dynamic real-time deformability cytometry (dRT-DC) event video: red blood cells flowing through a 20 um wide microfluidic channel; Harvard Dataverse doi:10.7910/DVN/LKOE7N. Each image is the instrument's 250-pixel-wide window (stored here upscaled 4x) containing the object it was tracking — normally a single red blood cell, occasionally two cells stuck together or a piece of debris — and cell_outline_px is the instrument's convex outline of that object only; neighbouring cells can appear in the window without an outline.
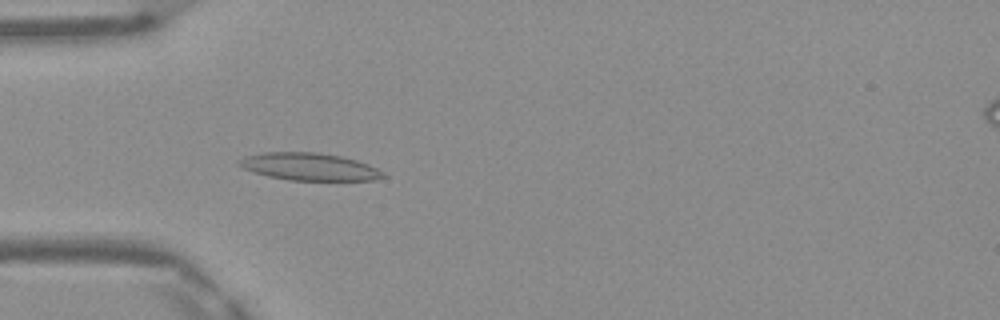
{"species": "Egyptian fruit bat (a non-hibernating species)", "species_latin": "Rousettus aegyptiacus", "temperature_condition": "warm", "stored_images_in_passage": 39, "camera_frame_rate_fps": 3000, "um_per_image_px": 0.085, "frame": {"image": 1, "passage_image": 5, "time_ms": 1.333, "image_size_px": [1000, 320], "cell_outline_px": [[388, 176], [372, 180], [288, 180], [268, 176], [244, 168], [236, 164], [236, 160], [244, 156], [264, 152], [316, 152], [340, 156], [356, 160], [368, 164], [384, 172]], "centroid_in_image_um": [26.27, 14.16], "position_along_channel_um": 58.7, "area_um2": 23.0}}
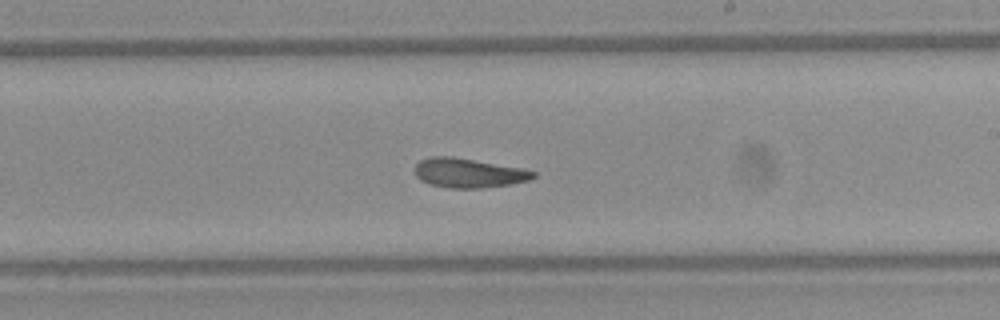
{"frame": {"image": 2, "passage_image": 19, "time_ms": 6.0, "image_size_px": [1000, 320], "cell_outline_px": [[536, 176], [528, 180], [508, 184], [480, 188], [452, 188], [428, 184], [420, 180], [416, 176], [416, 164], [420, 160], [432, 156], [452, 156], [520, 168], [536, 172]], "centroid_in_image_um": [39.79, 14.7], "position_along_channel_um": 249.2, "area_um2": 20.0}}
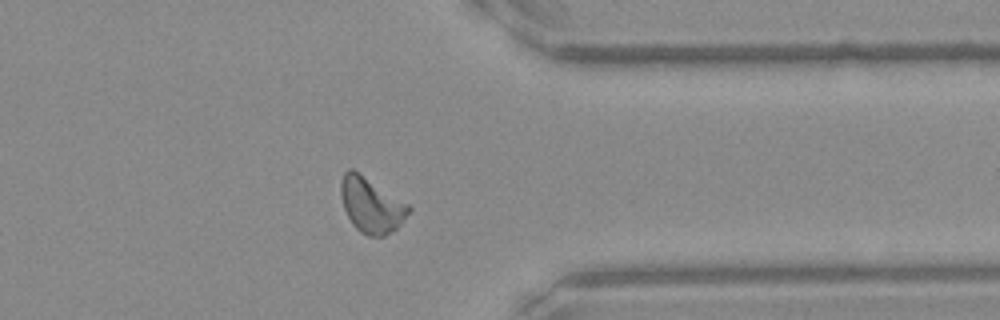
{"frame": {"image": 3, "passage_image": 29, "time_ms": 9.333, "image_size_px": [1000, 320], "cell_outline_px": [[412, 208], [404, 220], [392, 232], [384, 236], [368, 236], [360, 232], [352, 224], [344, 208], [340, 192], [340, 180], [344, 172], [348, 168], [352, 168], [408, 204]], "centroid_in_image_um": [31.54, 17.43], "position_along_channel_um": 379.9, "area_um2": 21.68}, "authors_computed_cell_mechanics": {"area_um2": 20.4612, "velocity_mm_per_s": 4.1481, "shape_relaxation_time_tau1_ms": 7.0706, "shape_relaxation_time_tau2_ms": 3.0359, "deformation_change_tau1": 0.1755, "deformation_change_tau2": 0.1142}}